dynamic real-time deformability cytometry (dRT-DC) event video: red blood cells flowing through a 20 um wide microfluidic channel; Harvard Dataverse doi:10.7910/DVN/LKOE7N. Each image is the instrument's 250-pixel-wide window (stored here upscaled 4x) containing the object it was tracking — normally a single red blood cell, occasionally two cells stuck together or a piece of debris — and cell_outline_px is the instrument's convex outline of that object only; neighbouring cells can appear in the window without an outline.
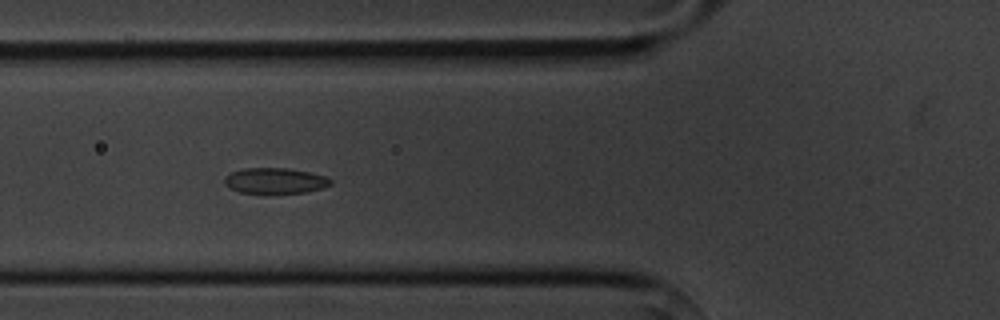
{"species": "common noctule bat (a hibernating species)", "species_latin": "Nyctalus noctula", "temperature_condition": "cold", "stored_images_in_passage": 8, "camera_frame_rate_fps": 3000, "um_per_image_px": 0.085, "animal": {"sex": "male", "body_mass_g": 20.1, "forearm_length_mm": 53.5}, "frame": {"image": 1, "passage_image": 6, "time_ms": 5.667, "image_size_px": [1000, 320], "cell_outline_px": [[332, 184], [320, 188], [304, 192], [240, 192], [228, 188], [224, 184], [224, 176], [232, 172], [244, 168], [288, 168], [308, 172], [324, 176], [332, 180]], "centroid_in_image_um": [23.33, 15.34], "position_along_channel_um": 102.5, "area_um2": 15.55}}
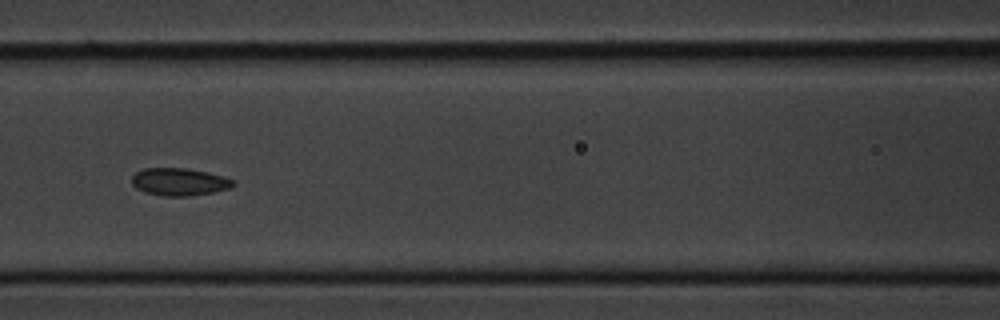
{"frame": {"image": 2, "passage_image": 7, "time_ms": 7.0, "image_size_px": [1000, 320], "cell_outline_px": [[236, 184], [232, 188], [212, 192], [188, 196], [164, 196], [144, 192], [136, 188], [132, 184], [132, 176], [136, 172], [144, 168], [188, 168], [224, 176], [236, 180]], "centroid_in_image_um": [15.27, 15.45], "position_along_channel_um": 151.3, "area_um2": 16.42}}
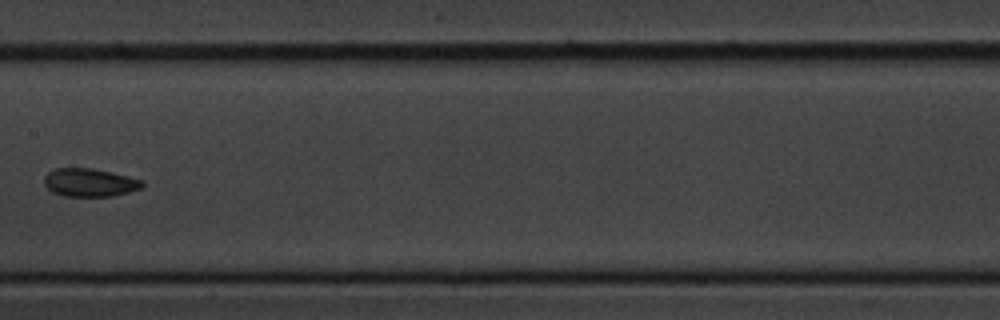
{"frame": {"image": 3, "passage_image": 8, "time_ms": 8.333, "image_size_px": [1000, 320], "cell_outline_px": [[144, 184], [140, 188], [128, 192], [112, 196], [64, 196], [52, 192], [44, 184], [44, 176], [48, 172], [56, 168], [92, 168], [128, 176], [140, 180]], "centroid_in_image_um": [7.58, 15.51], "position_along_channel_um": 199.8, "area_um2": 15.95}}